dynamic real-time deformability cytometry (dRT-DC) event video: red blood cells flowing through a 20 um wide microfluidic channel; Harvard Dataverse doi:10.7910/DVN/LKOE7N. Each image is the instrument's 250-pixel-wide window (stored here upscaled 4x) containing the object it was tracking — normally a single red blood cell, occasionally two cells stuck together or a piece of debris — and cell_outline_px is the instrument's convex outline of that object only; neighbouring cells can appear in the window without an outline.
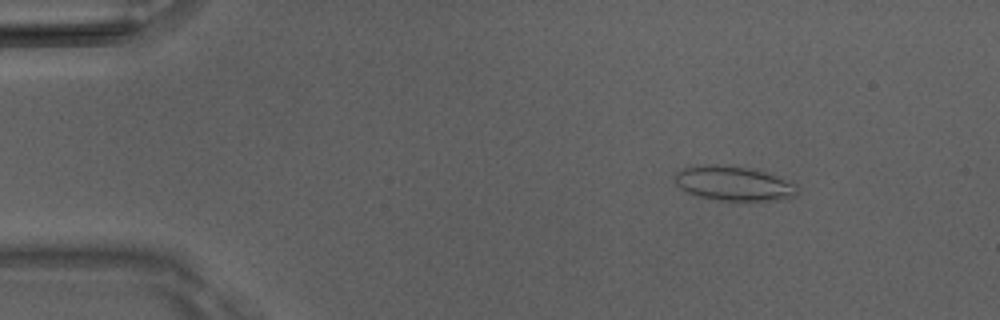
{"species": "Egyptian fruit bat (a non-hibernating species)", "species_latin": "Rousettus aegyptiacus", "temperature_condition": "room temperature", "stored_images_in_passage": 50, "camera_frame_rate_fps": 3000, "um_per_image_px": 0.085, "animal": {"sex": "male"}, "frame": {"image": 1, "passage_image": 7, "time_ms": 2.0, "image_size_px": [1000, 320], "cell_outline_px": [[796, 196], [780, 200], [716, 200], [696, 196], [680, 188], [676, 184], [676, 172], [684, 168], [708, 164], [716, 164], [744, 168], [764, 172], [776, 176], [796, 184]], "centroid_in_image_um": [62.34, 15.61], "position_along_channel_um": 22.7, "area_um2": 24.22}}
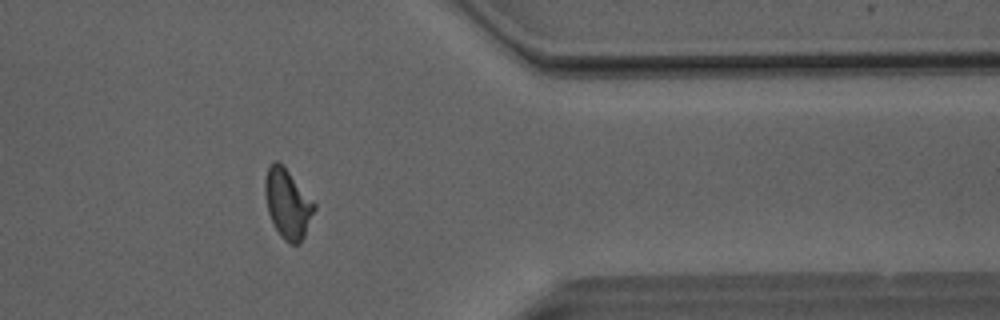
{"frame": {"image": 2, "passage_image": 41, "time_ms": 13.333, "image_size_px": [1000, 320], "cell_outline_px": [[316, 208], [304, 236], [300, 244], [292, 244], [284, 240], [280, 236], [268, 212], [264, 192], [264, 180], [268, 168], [272, 160], [276, 160], [284, 164], [316, 204]], "centroid_in_image_um": [24.45, 17.27], "position_along_channel_um": 387.0, "area_um2": 20.11}}
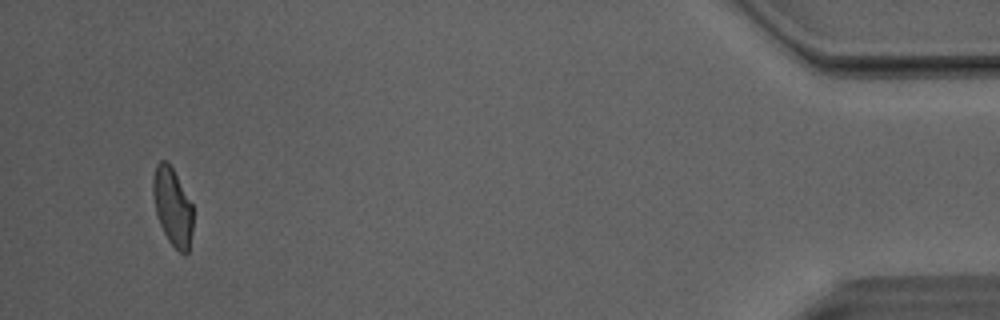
{"frame": {"image": 3, "passage_image": 48, "time_ms": 15.667, "image_size_px": [1000, 320], "cell_outline_px": [[192, 232], [188, 252], [184, 256], [168, 240], [160, 224], [156, 212], [152, 196], [152, 180], [156, 164], [160, 160], [168, 160], [192, 204]], "centroid_in_image_um": [14.65, 17.55], "position_along_channel_um": 420.6, "area_um2": 18.15}, "authors_computed_cell_mechanics": {"area_um2": 19.7676, "velocity_mm_per_s": 4.1055, "shape_relaxation_time_tau1_ms": null, "shape_relaxation_time_tau2_ms": 1.3938, "deformation_change_tau1": null, "deformation_change_tau2": 0.0951}}